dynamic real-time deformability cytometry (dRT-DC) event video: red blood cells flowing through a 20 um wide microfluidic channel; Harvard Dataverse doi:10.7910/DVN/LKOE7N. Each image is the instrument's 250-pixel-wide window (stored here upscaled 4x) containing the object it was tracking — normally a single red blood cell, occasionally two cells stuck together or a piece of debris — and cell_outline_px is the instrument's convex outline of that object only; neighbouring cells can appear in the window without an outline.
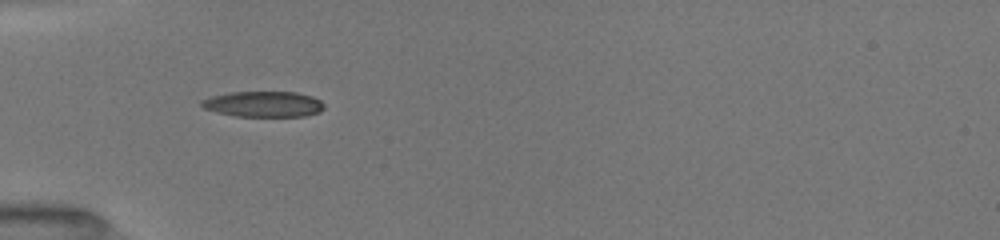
{"species": "common noctule bat (a hibernating species)", "species_latin": "Nyctalus noctula", "temperature_condition": "room temperature", "stored_images_in_passage": 14, "camera_frame_rate_fps": 3000, "um_per_image_px": 0.085, "animal": {"sex": "female", "body_mass_g": 19.5, "forearm_length_mm": 54.1}, "frame": {"image": 1, "passage_image": 4, "time_ms": 1.0, "image_size_px": [1000, 240], "cell_outline_px": [[324, 108], [320, 112], [304, 116], [236, 116], [216, 112], [204, 108], [200, 104], [200, 100], [212, 96], [232, 92], [296, 92], [312, 96], [320, 100], [324, 104]], "centroid_in_image_um": [22.4, 8.85], "position_along_channel_um": 62.6, "area_um2": 18.32}}
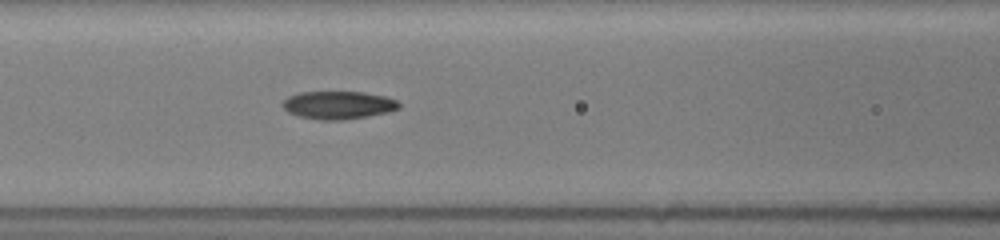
{"frame": {"image": 2, "passage_image": 11, "time_ms": 3.0, "image_size_px": [1000, 240], "cell_outline_px": [[400, 108], [388, 112], [368, 116], [344, 120], [320, 120], [300, 116], [288, 112], [280, 104], [288, 96], [300, 92], [364, 92], [384, 96], [396, 100], [400, 104]], "centroid_in_image_um": [28.75, 8.93], "position_along_channel_um": 137.9, "area_um2": 18.96}}
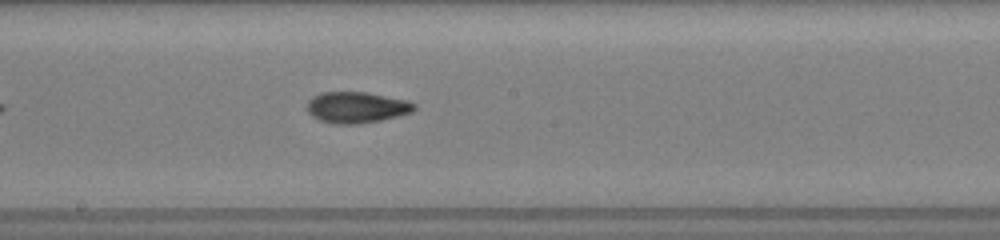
{"frame": {"image": 3, "passage_image": 14, "time_ms": 5.0, "image_size_px": [1000, 240], "cell_outline_px": [[416, 108], [412, 112], [380, 120], [356, 124], [336, 124], [320, 120], [312, 116], [308, 112], [308, 100], [312, 96], [320, 92], [368, 92], [408, 100], [416, 104]], "centroid_in_image_um": [30.31, 9.11], "position_along_channel_um": 217.9, "area_um2": 19.48}}